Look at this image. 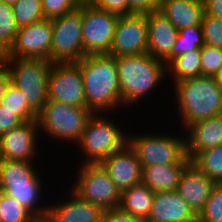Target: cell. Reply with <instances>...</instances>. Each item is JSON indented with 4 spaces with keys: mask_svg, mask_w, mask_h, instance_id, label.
<instances>
[{
    "mask_svg": "<svg viewBox=\"0 0 222 222\" xmlns=\"http://www.w3.org/2000/svg\"><path fill=\"white\" fill-rule=\"evenodd\" d=\"M11 82L10 72L8 67L4 65L0 69V101L3 99L7 86Z\"/></svg>",
    "mask_w": 222,
    "mask_h": 222,
    "instance_id": "cell-42",
    "label": "cell"
},
{
    "mask_svg": "<svg viewBox=\"0 0 222 222\" xmlns=\"http://www.w3.org/2000/svg\"><path fill=\"white\" fill-rule=\"evenodd\" d=\"M32 222H54V221L51 219V217L48 214H46L43 216L34 217Z\"/></svg>",
    "mask_w": 222,
    "mask_h": 222,
    "instance_id": "cell-43",
    "label": "cell"
},
{
    "mask_svg": "<svg viewBox=\"0 0 222 222\" xmlns=\"http://www.w3.org/2000/svg\"><path fill=\"white\" fill-rule=\"evenodd\" d=\"M198 216L177 192H155L150 215L146 222H196Z\"/></svg>",
    "mask_w": 222,
    "mask_h": 222,
    "instance_id": "cell-18",
    "label": "cell"
},
{
    "mask_svg": "<svg viewBox=\"0 0 222 222\" xmlns=\"http://www.w3.org/2000/svg\"><path fill=\"white\" fill-rule=\"evenodd\" d=\"M202 75L200 50L183 53L167 66V78L176 82ZM171 79V80H170Z\"/></svg>",
    "mask_w": 222,
    "mask_h": 222,
    "instance_id": "cell-25",
    "label": "cell"
},
{
    "mask_svg": "<svg viewBox=\"0 0 222 222\" xmlns=\"http://www.w3.org/2000/svg\"><path fill=\"white\" fill-rule=\"evenodd\" d=\"M71 188L82 199L105 211L119 208L121 192L101 164H79Z\"/></svg>",
    "mask_w": 222,
    "mask_h": 222,
    "instance_id": "cell-8",
    "label": "cell"
},
{
    "mask_svg": "<svg viewBox=\"0 0 222 222\" xmlns=\"http://www.w3.org/2000/svg\"><path fill=\"white\" fill-rule=\"evenodd\" d=\"M0 107L14 111L23 122L37 120L38 114L28 105L25 96L11 82L7 86Z\"/></svg>",
    "mask_w": 222,
    "mask_h": 222,
    "instance_id": "cell-28",
    "label": "cell"
},
{
    "mask_svg": "<svg viewBox=\"0 0 222 222\" xmlns=\"http://www.w3.org/2000/svg\"><path fill=\"white\" fill-rule=\"evenodd\" d=\"M109 116L110 114H93L88 120L81 139L76 144L79 149H75L83 155V158L81 156L78 159L80 164H100L127 144V131L131 129L119 125L116 122L118 117L112 119Z\"/></svg>",
    "mask_w": 222,
    "mask_h": 222,
    "instance_id": "cell-4",
    "label": "cell"
},
{
    "mask_svg": "<svg viewBox=\"0 0 222 222\" xmlns=\"http://www.w3.org/2000/svg\"><path fill=\"white\" fill-rule=\"evenodd\" d=\"M184 131L186 153L191 160L198 152L222 144V114L196 122Z\"/></svg>",
    "mask_w": 222,
    "mask_h": 222,
    "instance_id": "cell-20",
    "label": "cell"
},
{
    "mask_svg": "<svg viewBox=\"0 0 222 222\" xmlns=\"http://www.w3.org/2000/svg\"><path fill=\"white\" fill-rule=\"evenodd\" d=\"M148 37L147 15L120 16L109 54L120 57L147 53Z\"/></svg>",
    "mask_w": 222,
    "mask_h": 222,
    "instance_id": "cell-13",
    "label": "cell"
},
{
    "mask_svg": "<svg viewBox=\"0 0 222 222\" xmlns=\"http://www.w3.org/2000/svg\"><path fill=\"white\" fill-rule=\"evenodd\" d=\"M93 6L119 16H128L127 0H88Z\"/></svg>",
    "mask_w": 222,
    "mask_h": 222,
    "instance_id": "cell-37",
    "label": "cell"
},
{
    "mask_svg": "<svg viewBox=\"0 0 222 222\" xmlns=\"http://www.w3.org/2000/svg\"><path fill=\"white\" fill-rule=\"evenodd\" d=\"M199 222H222V184H215L205 208L198 216Z\"/></svg>",
    "mask_w": 222,
    "mask_h": 222,
    "instance_id": "cell-33",
    "label": "cell"
},
{
    "mask_svg": "<svg viewBox=\"0 0 222 222\" xmlns=\"http://www.w3.org/2000/svg\"><path fill=\"white\" fill-rule=\"evenodd\" d=\"M77 64L83 76L86 107L93 114H112L113 118L115 111L124 107L117 58L110 54L88 55Z\"/></svg>",
    "mask_w": 222,
    "mask_h": 222,
    "instance_id": "cell-1",
    "label": "cell"
},
{
    "mask_svg": "<svg viewBox=\"0 0 222 222\" xmlns=\"http://www.w3.org/2000/svg\"><path fill=\"white\" fill-rule=\"evenodd\" d=\"M171 87L174 89L172 97L177 100L175 116L180 118L177 120L179 130L184 131L196 122L222 114V87L214 76L185 79Z\"/></svg>",
    "mask_w": 222,
    "mask_h": 222,
    "instance_id": "cell-2",
    "label": "cell"
},
{
    "mask_svg": "<svg viewBox=\"0 0 222 222\" xmlns=\"http://www.w3.org/2000/svg\"><path fill=\"white\" fill-rule=\"evenodd\" d=\"M37 166L36 161L0 160V182L45 180Z\"/></svg>",
    "mask_w": 222,
    "mask_h": 222,
    "instance_id": "cell-26",
    "label": "cell"
},
{
    "mask_svg": "<svg viewBox=\"0 0 222 222\" xmlns=\"http://www.w3.org/2000/svg\"><path fill=\"white\" fill-rule=\"evenodd\" d=\"M128 15H146L159 10L160 0H127Z\"/></svg>",
    "mask_w": 222,
    "mask_h": 222,
    "instance_id": "cell-38",
    "label": "cell"
},
{
    "mask_svg": "<svg viewBox=\"0 0 222 222\" xmlns=\"http://www.w3.org/2000/svg\"><path fill=\"white\" fill-rule=\"evenodd\" d=\"M6 54L3 51H0V69L5 65Z\"/></svg>",
    "mask_w": 222,
    "mask_h": 222,
    "instance_id": "cell-45",
    "label": "cell"
},
{
    "mask_svg": "<svg viewBox=\"0 0 222 222\" xmlns=\"http://www.w3.org/2000/svg\"><path fill=\"white\" fill-rule=\"evenodd\" d=\"M45 186L42 180L0 182V189L8 196L16 198L35 217L46 215L48 212L49 203L45 204L46 200L43 199L47 191H43Z\"/></svg>",
    "mask_w": 222,
    "mask_h": 222,
    "instance_id": "cell-21",
    "label": "cell"
},
{
    "mask_svg": "<svg viewBox=\"0 0 222 222\" xmlns=\"http://www.w3.org/2000/svg\"><path fill=\"white\" fill-rule=\"evenodd\" d=\"M159 10L178 31L201 25L205 13L203 0H160Z\"/></svg>",
    "mask_w": 222,
    "mask_h": 222,
    "instance_id": "cell-22",
    "label": "cell"
},
{
    "mask_svg": "<svg viewBox=\"0 0 222 222\" xmlns=\"http://www.w3.org/2000/svg\"><path fill=\"white\" fill-rule=\"evenodd\" d=\"M206 15L222 19V0H203Z\"/></svg>",
    "mask_w": 222,
    "mask_h": 222,
    "instance_id": "cell-41",
    "label": "cell"
},
{
    "mask_svg": "<svg viewBox=\"0 0 222 222\" xmlns=\"http://www.w3.org/2000/svg\"><path fill=\"white\" fill-rule=\"evenodd\" d=\"M53 39L49 61L77 63L86 55L82 39V4L79 8L53 18Z\"/></svg>",
    "mask_w": 222,
    "mask_h": 222,
    "instance_id": "cell-9",
    "label": "cell"
},
{
    "mask_svg": "<svg viewBox=\"0 0 222 222\" xmlns=\"http://www.w3.org/2000/svg\"><path fill=\"white\" fill-rule=\"evenodd\" d=\"M200 53L202 75L215 76L222 67V49L205 44Z\"/></svg>",
    "mask_w": 222,
    "mask_h": 222,
    "instance_id": "cell-34",
    "label": "cell"
},
{
    "mask_svg": "<svg viewBox=\"0 0 222 222\" xmlns=\"http://www.w3.org/2000/svg\"><path fill=\"white\" fill-rule=\"evenodd\" d=\"M155 192L143 183L132 186L121 193L119 208L127 214L146 222L152 208Z\"/></svg>",
    "mask_w": 222,
    "mask_h": 222,
    "instance_id": "cell-24",
    "label": "cell"
},
{
    "mask_svg": "<svg viewBox=\"0 0 222 222\" xmlns=\"http://www.w3.org/2000/svg\"><path fill=\"white\" fill-rule=\"evenodd\" d=\"M12 7L19 28L45 19L42 0H19Z\"/></svg>",
    "mask_w": 222,
    "mask_h": 222,
    "instance_id": "cell-32",
    "label": "cell"
},
{
    "mask_svg": "<svg viewBox=\"0 0 222 222\" xmlns=\"http://www.w3.org/2000/svg\"><path fill=\"white\" fill-rule=\"evenodd\" d=\"M3 191L0 189V199H1V195H2Z\"/></svg>",
    "mask_w": 222,
    "mask_h": 222,
    "instance_id": "cell-47",
    "label": "cell"
},
{
    "mask_svg": "<svg viewBox=\"0 0 222 222\" xmlns=\"http://www.w3.org/2000/svg\"><path fill=\"white\" fill-rule=\"evenodd\" d=\"M119 15L82 2V39L85 55L109 54Z\"/></svg>",
    "mask_w": 222,
    "mask_h": 222,
    "instance_id": "cell-10",
    "label": "cell"
},
{
    "mask_svg": "<svg viewBox=\"0 0 222 222\" xmlns=\"http://www.w3.org/2000/svg\"><path fill=\"white\" fill-rule=\"evenodd\" d=\"M100 164L121 193L142 183L143 168L128 144L121 150L112 153Z\"/></svg>",
    "mask_w": 222,
    "mask_h": 222,
    "instance_id": "cell-16",
    "label": "cell"
},
{
    "mask_svg": "<svg viewBox=\"0 0 222 222\" xmlns=\"http://www.w3.org/2000/svg\"><path fill=\"white\" fill-rule=\"evenodd\" d=\"M201 25L204 43L222 49V19L204 13Z\"/></svg>",
    "mask_w": 222,
    "mask_h": 222,
    "instance_id": "cell-35",
    "label": "cell"
},
{
    "mask_svg": "<svg viewBox=\"0 0 222 222\" xmlns=\"http://www.w3.org/2000/svg\"><path fill=\"white\" fill-rule=\"evenodd\" d=\"M191 162L216 184H222V144L198 152Z\"/></svg>",
    "mask_w": 222,
    "mask_h": 222,
    "instance_id": "cell-27",
    "label": "cell"
},
{
    "mask_svg": "<svg viewBox=\"0 0 222 222\" xmlns=\"http://www.w3.org/2000/svg\"><path fill=\"white\" fill-rule=\"evenodd\" d=\"M214 78L216 79L218 84L222 87V67L218 70Z\"/></svg>",
    "mask_w": 222,
    "mask_h": 222,
    "instance_id": "cell-44",
    "label": "cell"
},
{
    "mask_svg": "<svg viewBox=\"0 0 222 222\" xmlns=\"http://www.w3.org/2000/svg\"><path fill=\"white\" fill-rule=\"evenodd\" d=\"M19 30L13 7L0 1V51L7 52Z\"/></svg>",
    "mask_w": 222,
    "mask_h": 222,
    "instance_id": "cell-30",
    "label": "cell"
},
{
    "mask_svg": "<svg viewBox=\"0 0 222 222\" xmlns=\"http://www.w3.org/2000/svg\"><path fill=\"white\" fill-rule=\"evenodd\" d=\"M157 133L153 130L140 133L134 131L127 134V144L135 152L142 168L153 165H169L175 163H190L186 153V138L184 131L179 133ZM153 131V133H152ZM139 132V133H138ZM183 134V135H182Z\"/></svg>",
    "mask_w": 222,
    "mask_h": 222,
    "instance_id": "cell-5",
    "label": "cell"
},
{
    "mask_svg": "<svg viewBox=\"0 0 222 222\" xmlns=\"http://www.w3.org/2000/svg\"><path fill=\"white\" fill-rule=\"evenodd\" d=\"M146 15L149 33L147 53L168 66L171 63V49L176 43L178 30L160 10Z\"/></svg>",
    "mask_w": 222,
    "mask_h": 222,
    "instance_id": "cell-17",
    "label": "cell"
},
{
    "mask_svg": "<svg viewBox=\"0 0 222 222\" xmlns=\"http://www.w3.org/2000/svg\"><path fill=\"white\" fill-rule=\"evenodd\" d=\"M37 120L22 123L0 136L1 160L36 161L39 158L37 140L41 139ZM38 151V152H37Z\"/></svg>",
    "mask_w": 222,
    "mask_h": 222,
    "instance_id": "cell-14",
    "label": "cell"
},
{
    "mask_svg": "<svg viewBox=\"0 0 222 222\" xmlns=\"http://www.w3.org/2000/svg\"><path fill=\"white\" fill-rule=\"evenodd\" d=\"M48 101L86 107L84 81L77 63H55L48 78Z\"/></svg>",
    "mask_w": 222,
    "mask_h": 222,
    "instance_id": "cell-11",
    "label": "cell"
},
{
    "mask_svg": "<svg viewBox=\"0 0 222 222\" xmlns=\"http://www.w3.org/2000/svg\"><path fill=\"white\" fill-rule=\"evenodd\" d=\"M1 2H4L8 5L13 6L14 4H16L19 0H0Z\"/></svg>",
    "mask_w": 222,
    "mask_h": 222,
    "instance_id": "cell-46",
    "label": "cell"
},
{
    "mask_svg": "<svg viewBox=\"0 0 222 222\" xmlns=\"http://www.w3.org/2000/svg\"><path fill=\"white\" fill-rule=\"evenodd\" d=\"M204 45L202 25H195L179 30L176 43L171 49V62L183 53L201 50Z\"/></svg>",
    "mask_w": 222,
    "mask_h": 222,
    "instance_id": "cell-29",
    "label": "cell"
},
{
    "mask_svg": "<svg viewBox=\"0 0 222 222\" xmlns=\"http://www.w3.org/2000/svg\"><path fill=\"white\" fill-rule=\"evenodd\" d=\"M53 39L51 19H43L19 28L6 57L49 60Z\"/></svg>",
    "mask_w": 222,
    "mask_h": 222,
    "instance_id": "cell-12",
    "label": "cell"
},
{
    "mask_svg": "<svg viewBox=\"0 0 222 222\" xmlns=\"http://www.w3.org/2000/svg\"><path fill=\"white\" fill-rule=\"evenodd\" d=\"M101 222H142L141 220L127 214L120 208L106 210Z\"/></svg>",
    "mask_w": 222,
    "mask_h": 222,
    "instance_id": "cell-40",
    "label": "cell"
},
{
    "mask_svg": "<svg viewBox=\"0 0 222 222\" xmlns=\"http://www.w3.org/2000/svg\"><path fill=\"white\" fill-rule=\"evenodd\" d=\"M93 113L87 107H76L60 102L47 101L38 113L37 121L42 136H49L56 144L80 141L88 120ZM60 141V142H59ZM69 143V144H68Z\"/></svg>",
    "mask_w": 222,
    "mask_h": 222,
    "instance_id": "cell-6",
    "label": "cell"
},
{
    "mask_svg": "<svg viewBox=\"0 0 222 222\" xmlns=\"http://www.w3.org/2000/svg\"><path fill=\"white\" fill-rule=\"evenodd\" d=\"M5 65L10 72L11 83L38 114L48 101V78L53 64L45 59L6 57Z\"/></svg>",
    "mask_w": 222,
    "mask_h": 222,
    "instance_id": "cell-7",
    "label": "cell"
},
{
    "mask_svg": "<svg viewBox=\"0 0 222 222\" xmlns=\"http://www.w3.org/2000/svg\"><path fill=\"white\" fill-rule=\"evenodd\" d=\"M68 194H61L65 196L62 200L61 197L58 201L56 197L54 202L47 200V214L54 222H101L105 212L102 207L82 199L71 188Z\"/></svg>",
    "mask_w": 222,
    "mask_h": 222,
    "instance_id": "cell-15",
    "label": "cell"
},
{
    "mask_svg": "<svg viewBox=\"0 0 222 222\" xmlns=\"http://www.w3.org/2000/svg\"><path fill=\"white\" fill-rule=\"evenodd\" d=\"M34 215L16 198L2 193L0 199V222H32Z\"/></svg>",
    "mask_w": 222,
    "mask_h": 222,
    "instance_id": "cell-31",
    "label": "cell"
},
{
    "mask_svg": "<svg viewBox=\"0 0 222 222\" xmlns=\"http://www.w3.org/2000/svg\"><path fill=\"white\" fill-rule=\"evenodd\" d=\"M215 182L190 162L183 170L177 192L188 202L194 213L205 208Z\"/></svg>",
    "mask_w": 222,
    "mask_h": 222,
    "instance_id": "cell-19",
    "label": "cell"
},
{
    "mask_svg": "<svg viewBox=\"0 0 222 222\" xmlns=\"http://www.w3.org/2000/svg\"><path fill=\"white\" fill-rule=\"evenodd\" d=\"M24 123L14 111L0 107V136Z\"/></svg>",
    "mask_w": 222,
    "mask_h": 222,
    "instance_id": "cell-39",
    "label": "cell"
},
{
    "mask_svg": "<svg viewBox=\"0 0 222 222\" xmlns=\"http://www.w3.org/2000/svg\"><path fill=\"white\" fill-rule=\"evenodd\" d=\"M188 164L175 163L144 167L142 183L153 192L177 190L180 176Z\"/></svg>",
    "mask_w": 222,
    "mask_h": 222,
    "instance_id": "cell-23",
    "label": "cell"
},
{
    "mask_svg": "<svg viewBox=\"0 0 222 222\" xmlns=\"http://www.w3.org/2000/svg\"><path fill=\"white\" fill-rule=\"evenodd\" d=\"M116 58L124 109L136 107L143 99L146 101L167 80V66L149 53Z\"/></svg>",
    "mask_w": 222,
    "mask_h": 222,
    "instance_id": "cell-3",
    "label": "cell"
},
{
    "mask_svg": "<svg viewBox=\"0 0 222 222\" xmlns=\"http://www.w3.org/2000/svg\"><path fill=\"white\" fill-rule=\"evenodd\" d=\"M83 0H42L46 19H53L79 8Z\"/></svg>",
    "mask_w": 222,
    "mask_h": 222,
    "instance_id": "cell-36",
    "label": "cell"
}]
</instances>
